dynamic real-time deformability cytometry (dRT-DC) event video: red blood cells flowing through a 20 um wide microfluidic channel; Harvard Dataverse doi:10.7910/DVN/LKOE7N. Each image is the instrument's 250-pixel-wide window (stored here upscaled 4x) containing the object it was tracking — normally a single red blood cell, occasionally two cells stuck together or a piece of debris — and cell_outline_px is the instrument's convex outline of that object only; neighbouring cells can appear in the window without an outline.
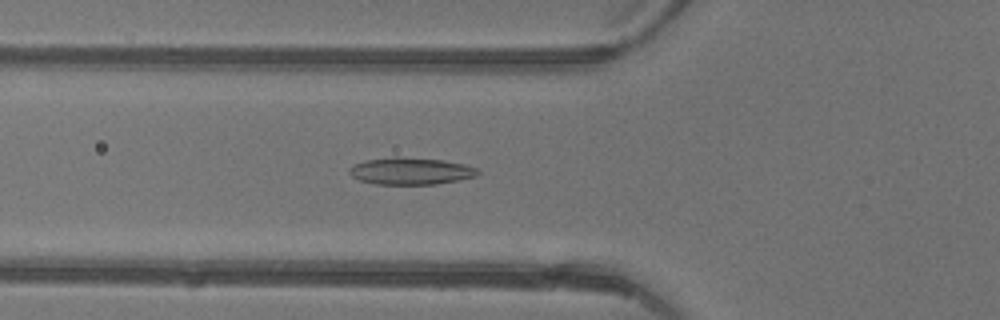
{"species": "common noctule bat (a hibernating species)", "species_latin": "Nyctalus noctula", "temperature_condition": "warm", "stored_images_in_passage": 47, "camera_frame_rate_fps": 3000, "um_per_image_px": 0.085, "animal": {"sex": "female"}, "frame": {"image": 1, "passage_image": 18, "time_ms": 5.667, "image_size_px": [1000, 320], "cell_outline_px": [[480, 172], [476, 176], [460, 180], [436, 184], [376, 184], [360, 180], [352, 176], [348, 172], [348, 168], [356, 164], [368, 160], [396, 156], [440, 160], [464, 164], [480, 168]], "centroid_in_image_um": [34.95, 14.54], "position_along_channel_um": 90.9, "area_um2": 20.17}}
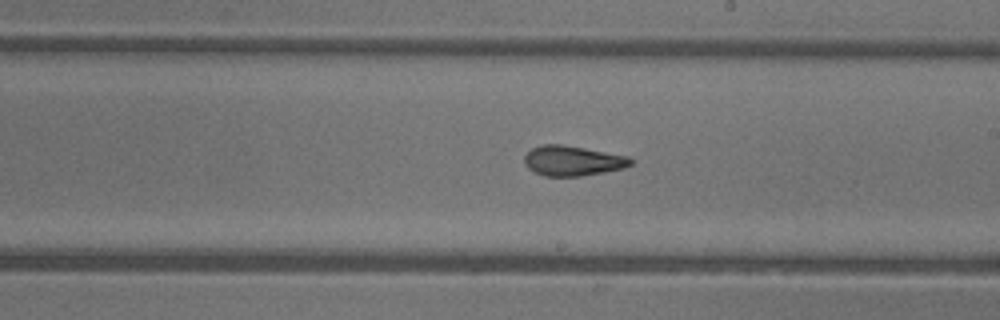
{"frame": {"image": 2, "passage_image": 28, "time_ms": 9.0, "image_size_px": [1000, 320], "cell_outline_px": [[636, 160], [632, 164], [624, 168], [604, 172], [580, 176], [544, 176], [528, 168], [524, 164], [524, 156], [532, 148], [544, 144], [560, 144], [584, 148], [628, 156]], "centroid_in_image_um": [48.69, 13.67], "position_along_channel_um": 240.3, "area_um2": 18.61}}
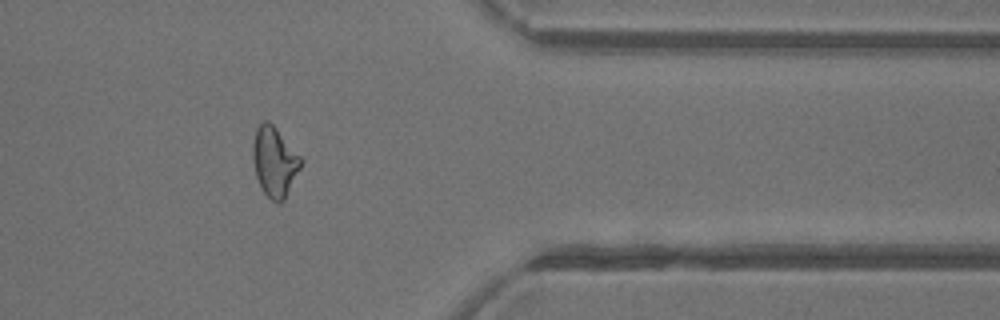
{"frame": {"image": 3, "passage_image": 39, "time_ms": 12.667, "image_size_px": [1000, 320], "cell_outline_px": [[304, 160], [284, 200], [280, 204], [272, 200], [264, 192], [256, 176], [252, 156], [252, 144], [256, 128], [264, 120], [268, 120], [276, 128]], "centroid_in_image_um": [23.33, 13.73], "position_along_channel_um": 388.1, "area_um2": 19.42}, "authors_computed_cell_mechanics": {"area_um2": 19.5942, "velocity_mm_per_s": 4.4662, "shape_relaxation_time_tau1_ms": 7.8691, "shape_relaxation_time_tau2_ms": 1.8105, "deformation_change_tau1": 0.2528, "deformation_change_tau2": 0.1043}}